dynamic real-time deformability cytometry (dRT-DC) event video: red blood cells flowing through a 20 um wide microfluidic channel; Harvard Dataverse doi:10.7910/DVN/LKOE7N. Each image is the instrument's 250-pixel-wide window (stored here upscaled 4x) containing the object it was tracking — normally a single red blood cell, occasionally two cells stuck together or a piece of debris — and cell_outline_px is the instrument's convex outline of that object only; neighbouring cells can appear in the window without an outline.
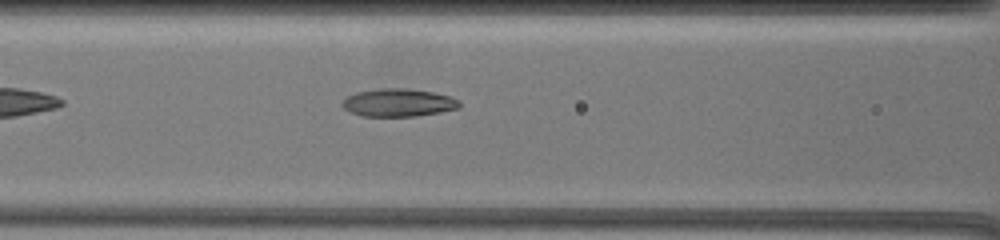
{"species": "common noctule bat (a hibernating species)", "species_latin": "Nyctalus noctula", "temperature_condition": "warm", "stored_images_in_passage": 38, "camera_frame_rate_fps": 3000, "um_per_image_px": 0.085, "animal": {"sex": "female", "body_mass_g": 19.5, "forearm_length_mm": 54.1}, "frame": {"image": 1, "passage_image": 7, "time_ms": 2.0, "image_size_px": [1000, 240], "cell_outline_px": [[460, 108], [440, 112], [416, 116], [364, 116], [352, 112], [344, 108], [340, 104], [348, 96], [356, 92], [380, 88], [408, 88], [432, 92], [448, 96], [460, 100]], "centroid_in_image_um": [33.87, 8.72], "position_along_channel_um": 132.7, "area_um2": 18.96}}
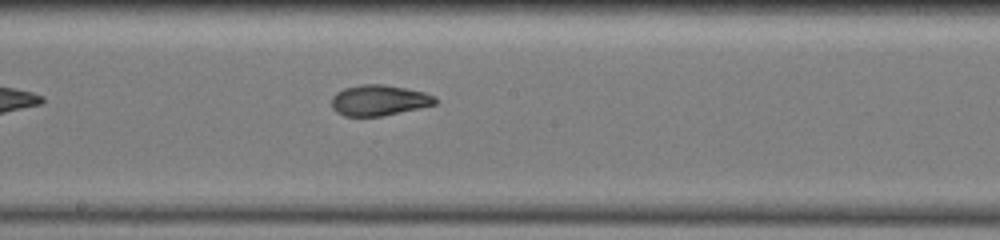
{"frame": {"image": 2, "passage_image": 15, "time_ms": 4.667, "image_size_px": [1000, 240], "cell_outline_px": [[436, 104], [420, 108], [384, 116], [344, 116], [336, 112], [332, 108], [332, 96], [336, 92], [344, 88], [364, 84], [384, 84], [424, 92], [436, 96]], "centroid_in_image_um": [32.21, 8.53], "position_along_channel_um": 216.0, "area_um2": 18.61}}
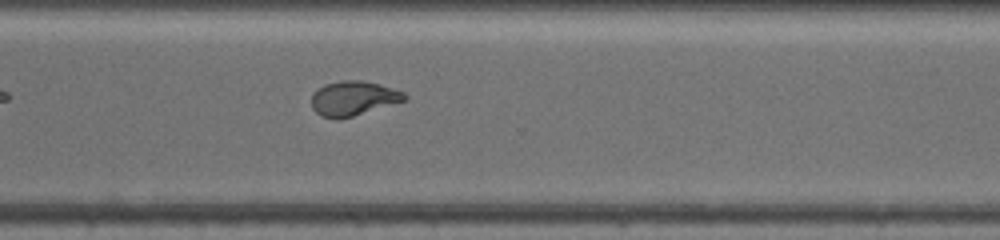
{"frame": {"image": 3, "passage_image": 27, "time_ms": 8.667, "image_size_px": [1000, 240], "cell_outline_px": [[408, 96], [404, 100], [352, 116], [320, 116], [312, 108], [312, 96], [324, 84], [340, 80], [360, 80], [380, 84], [404, 92]], "centroid_in_image_um": [30.04, 8.31], "position_along_channel_um": 340.6, "area_um2": 18.03}, "authors_computed_cell_mechanics": {"area_um2": 18.5538, "velocity_mm_per_s": 3.1237, "shape_relaxation_time_tau1_ms": 7.3089, "shape_relaxation_time_tau2_ms": 1.6225, "deformation_change_tau1": 0.2347, "deformation_change_tau2": 0.0753}}